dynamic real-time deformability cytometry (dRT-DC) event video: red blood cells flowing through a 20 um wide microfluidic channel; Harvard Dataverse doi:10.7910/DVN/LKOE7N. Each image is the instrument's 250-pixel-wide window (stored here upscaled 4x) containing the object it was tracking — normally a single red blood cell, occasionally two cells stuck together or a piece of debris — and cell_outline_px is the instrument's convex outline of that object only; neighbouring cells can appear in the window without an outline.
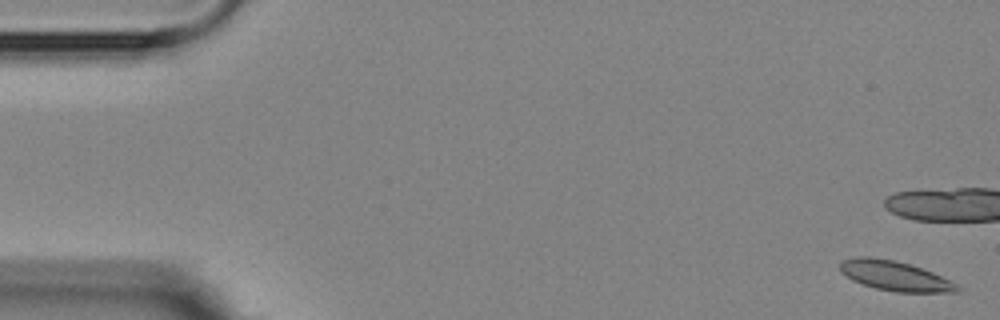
{"species": "Egyptian fruit bat (a non-hibernating species)", "species_latin": "Rousettus aegyptiacus", "temperature_condition": "room temperature", "stored_images_in_passage": 6, "camera_frame_rate_fps": 3000, "um_per_image_px": 0.085, "animal": {"sex": "female"}, "frame": {"image": 1, "passage_image": 1, "time_ms": 0.0, "image_size_px": [1000, 320], "cell_outline_px": [[960, 292], [896, 292], [876, 288], [852, 280], [840, 272], [840, 264], [844, 260], [856, 256], [872, 256], [892, 260], [908, 264], [932, 272], [956, 284], [960, 288]], "centroid_in_image_um": [76.03, 23.44], "position_along_channel_um": 9.0, "area_um2": 20.06}}
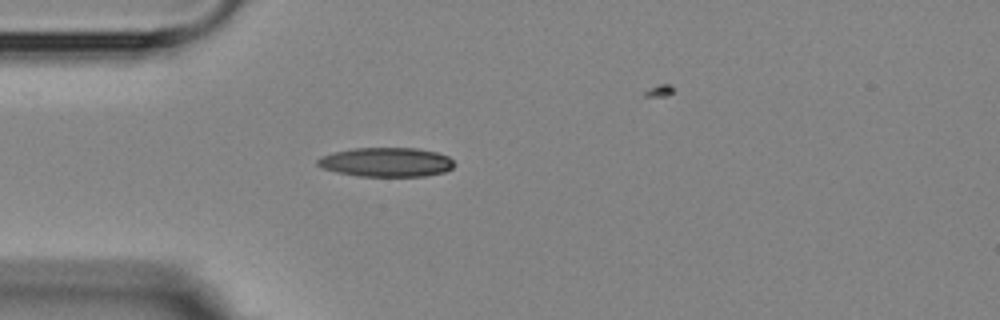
{"frame": {"image": 2, "passage_image": 6, "time_ms": 7.667, "image_size_px": [1000, 320], "cell_outline_px": [[456, 164], [452, 168], [444, 172], [424, 176], [356, 176], [336, 172], [324, 168], [316, 164], [316, 160], [324, 156], [336, 152], [356, 148], [416, 148], [436, 152], [448, 156]], "centroid_in_image_um": [32.87, 13.79], "position_along_channel_um": 52.1, "area_um2": 23.12}}